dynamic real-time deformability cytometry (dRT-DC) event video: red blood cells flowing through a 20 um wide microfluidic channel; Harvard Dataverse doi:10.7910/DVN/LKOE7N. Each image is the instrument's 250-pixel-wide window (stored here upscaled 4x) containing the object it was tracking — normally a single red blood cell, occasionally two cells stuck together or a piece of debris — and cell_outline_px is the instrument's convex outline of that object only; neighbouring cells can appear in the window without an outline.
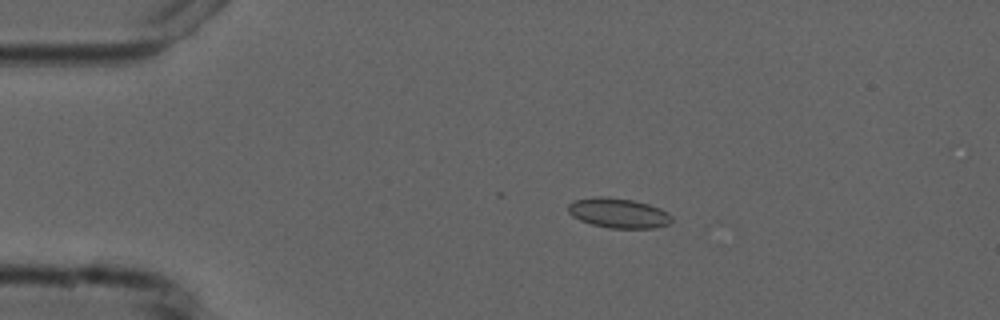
{"species": "common noctule bat (a hibernating species)", "species_latin": "Nyctalus noctula", "temperature_condition": "cold", "stored_images_in_passage": 4, "camera_frame_rate_fps": 3000, "um_per_image_px": 0.085, "animal": {"sex": "male", "forearm_length_mm": 52.5}, "frame": {"image": 1, "passage_image": 3, "time_ms": 2.333, "image_size_px": [1000, 320], "cell_outline_px": [[672, 220], [668, 224], [652, 228], [608, 228], [592, 224], [580, 220], [572, 216], [568, 212], [568, 204], [572, 200], [596, 196], [604, 196], [632, 200], [648, 204], [660, 208], [672, 216]], "centroid_in_image_um": [52.53, 18.1], "position_along_channel_um": 32.5, "area_um2": 18.03}}